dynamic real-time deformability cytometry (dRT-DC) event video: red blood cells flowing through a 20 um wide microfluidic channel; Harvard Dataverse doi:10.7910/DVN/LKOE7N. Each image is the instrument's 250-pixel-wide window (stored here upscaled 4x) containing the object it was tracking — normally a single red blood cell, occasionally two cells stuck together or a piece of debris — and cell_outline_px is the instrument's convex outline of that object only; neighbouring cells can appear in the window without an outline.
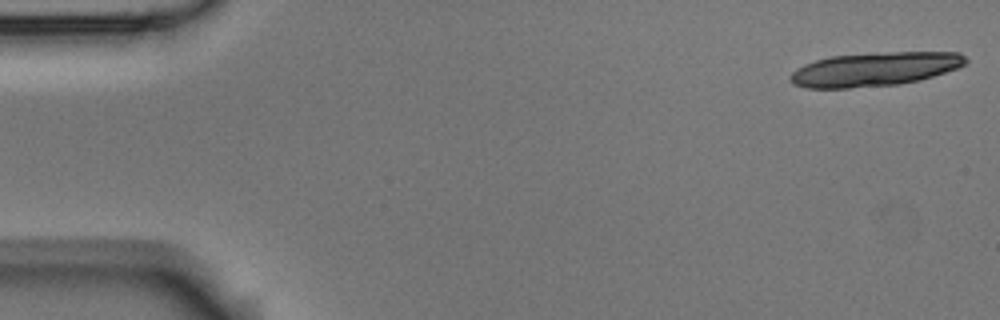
{"species": "Egyptian fruit bat (a non-hibernating species)", "species_latin": "Rousettus aegyptiacus", "temperature_condition": "room temperature", "stored_images_in_passage": 20, "camera_frame_rate_fps": 3000, "um_per_image_px": 0.085, "animal": {"sex": "male"}, "frame": {"image": 1, "passage_image": 1, "time_ms": 0.0, "image_size_px": [1000, 320], "cell_outline_px": [[968, 60], [964, 64], [956, 68], [920, 80], [900, 84], [848, 88], [808, 88], [792, 84], [788, 80], [788, 76], [796, 68], [804, 64], [828, 56], [888, 52], [960, 52]], "centroid_in_image_um": [74.29, 5.88], "position_along_channel_um": 10.7, "area_um2": 34.68}}
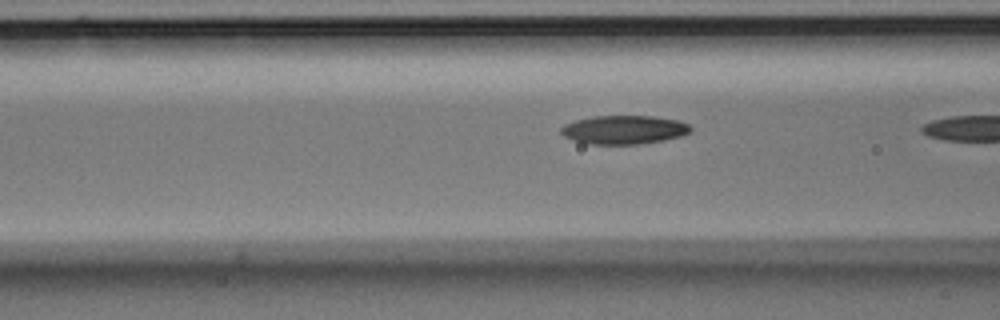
{"frame": {"image": 2, "passage_image": 19, "time_ms": 6.0, "image_size_px": [1000, 320], "cell_outline_px": [[692, 128], [688, 132], [680, 136], [664, 140], [636, 144], [592, 144], [576, 140], [564, 136], [560, 132], [560, 128], [564, 124], [576, 120], [592, 116], [652, 116], [680, 120], [688, 124]], "centroid_in_image_um": [53.04, 11.01], "position_along_channel_um": 113.6, "area_um2": 21.5}}